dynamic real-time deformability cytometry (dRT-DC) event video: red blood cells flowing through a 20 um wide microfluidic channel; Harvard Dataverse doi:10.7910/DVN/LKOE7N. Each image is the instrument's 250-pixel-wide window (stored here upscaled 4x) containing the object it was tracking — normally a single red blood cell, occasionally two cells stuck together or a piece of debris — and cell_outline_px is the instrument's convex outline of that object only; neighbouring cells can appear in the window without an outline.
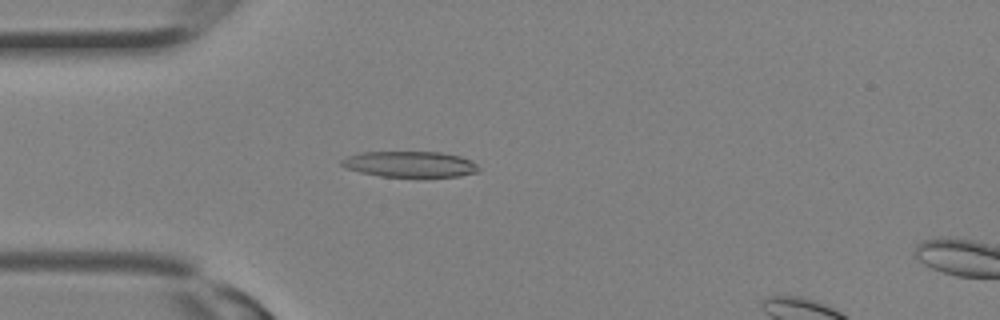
{"species": "Egyptian fruit bat (a non-hibernating species)", "species_latin": "Rousettus aegyptiacus", "temperature_condition": "room temperature", "stored_images_in_passage": 10, "camera_frame_rate_fps": 3000, "um_per_image_px": 0.085, "animal": {"sex": "female"}, "frame": {"image": 1, "passage_image": 4, "time_ms": 1.0, "image_size_px": [1000, 320], "cell_outline_px": [[480, 172], [460, 176], [416, 180], [380, 176], [360, 172], [348, 168], [340, 164], [340, 160], [348, 156], [360, 152], [440, 152], [460, 156], [472, 160], [480, 168]], "centroid_in_image_um": [34.92, 14.01], "position_along_channel_um": 50.1, "area_um2": 21.73}}
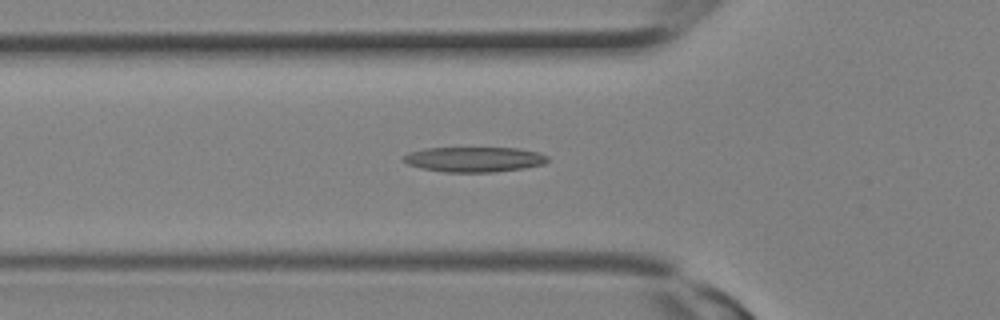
{"frame": {"image": 2, "passage_image": 6, "time_ms": 1.667, "image_size_px": [1000, 320], "cell_outline_px": [[548, 160], [544, 164], [524, 168], [496, 172], [444, 172], [420, 168], [408, 164], [400, 160], [400, 156], [424, 148], [520, 148], [540, 152], [548, 156]], "centroid_in_image_um": [40.3, 13.55], "position_along_channel_um": 85.5, "area_um2": 21.33}}
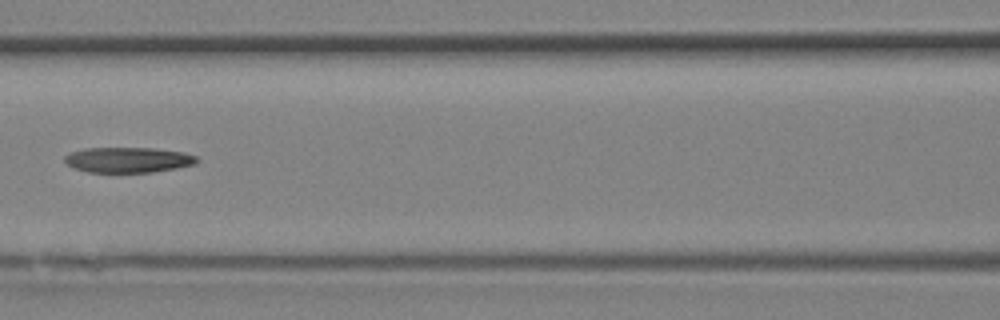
{"frame": {"image": 3, "passage_image": 9, "time_ms": 2.667, "image_size_px": [1000, 320], "cell_outline_px": [[196, 164], [176, 168], [152, 172], [88, 172], [76, 168], [68, 164], [64, 160], [64, 156], [68, 152], [84, 148], [152, 148], [184, 152], [196, 156]], "centroid_in_image_um": [10.86, 13.58], "position_along_channel_um": 155.7, "area_um2": 19.48}}